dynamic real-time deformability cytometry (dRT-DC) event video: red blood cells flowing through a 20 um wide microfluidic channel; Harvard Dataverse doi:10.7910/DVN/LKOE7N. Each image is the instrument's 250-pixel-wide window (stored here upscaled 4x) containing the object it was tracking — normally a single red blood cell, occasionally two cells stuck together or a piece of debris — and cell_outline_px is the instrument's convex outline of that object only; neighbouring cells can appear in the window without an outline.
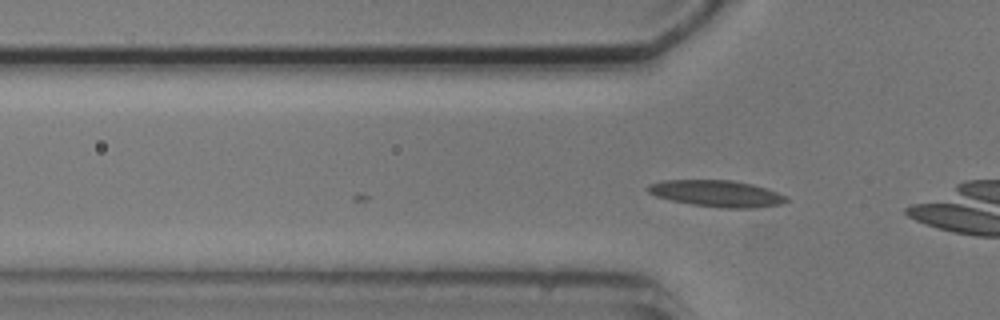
{"species": "common noctule bat (a hibernating species)", "species_latin": "Nyctalus noctula", "temperature_condition": "cold", "stored_images_in_passage": 6, "camera_frame_rate_fps": 3000, "um_per_image_px": 0.085, "animal": {"sex": "male", "body_mass_g": 20.5, "forearm_length_mm": 52.5}, "frame": {"image": 1, "passage_image": 4, "time_ms": 3.333, "image_size_px": [1000, 320], "cell_outline_px": [[788, 200], [780, 204], [756, 208], [724, 208], [692, 204], [672, 200], [656, 196], [648, 192], [644, 188], [648, 184], [664, 180], [732, 180], [752, 184], [788, 196]], "centroid_in_image_um": [60.9, 16.44], "position_along_channel_um": 64.9, "area_um2": 21.33}}